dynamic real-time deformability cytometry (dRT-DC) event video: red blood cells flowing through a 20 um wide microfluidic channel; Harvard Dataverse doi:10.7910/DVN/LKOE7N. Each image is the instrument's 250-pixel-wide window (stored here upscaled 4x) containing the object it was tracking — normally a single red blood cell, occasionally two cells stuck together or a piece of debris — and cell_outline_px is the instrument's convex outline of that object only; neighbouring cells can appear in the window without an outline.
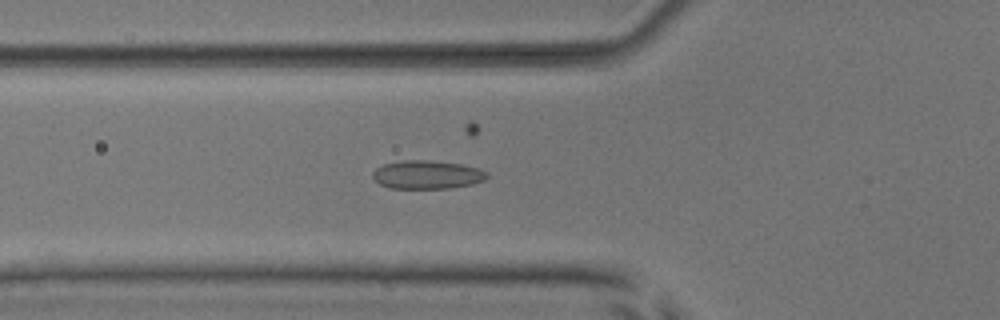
{"species": "common noctule bat (a hibernating species)", "species_latin": "Nyctalus noctula", "temperature_condition": "room temperature", "stored_images_in_passage": 54, "camera_frame_rate_fps": 3000, "um_per_image_px": 0.085, "animal": {"sex": "male", "body_mass_g": 17.9, "forearm_length_mm": 54.2}, "frame": {"image": 1, "passage_image": 20, "time_ms": 6.333, "image_size_px": [1000, 320], "cell_outline_px": [[488, 176], [484, 180], [472, 184], [448, 188], [388, 188], [380, 184], [372, 176], [372, 172], [376, 168], [384, 164], [404, 160], [428, 160], [460, 164], [480, 168], [488, 172]], "centroid_in_image_um": [36.31, 14.84], "position_along_channel_um": 89.5, "area_um2": 18.9}}
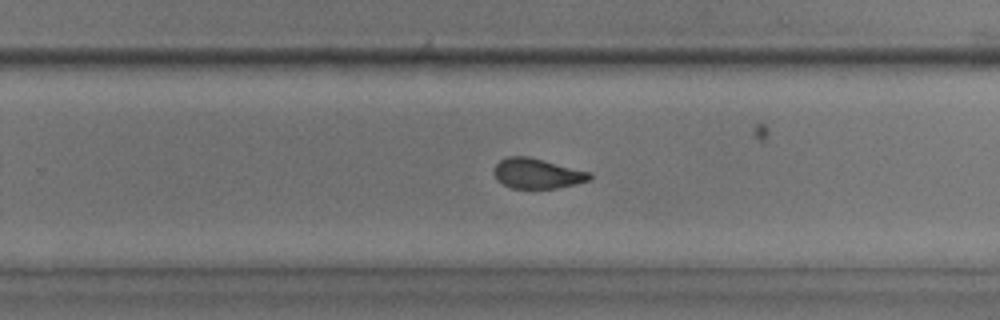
{"frame": {"image": 2, "passage_image": 35, "time_ms": 11.333, "image_size_px": [1000, 320], "cell_outline_px": [[592, 180], [576, 184], [556, 188], [512, 188], [496, 180], [496, 164], [500, 160], [508, 156], [528, 156], [592, 172]], "centroid_in_image_um": [45.72, 14.74], "position_along_channel_um": 284.1, "area_um2": 16.76}}
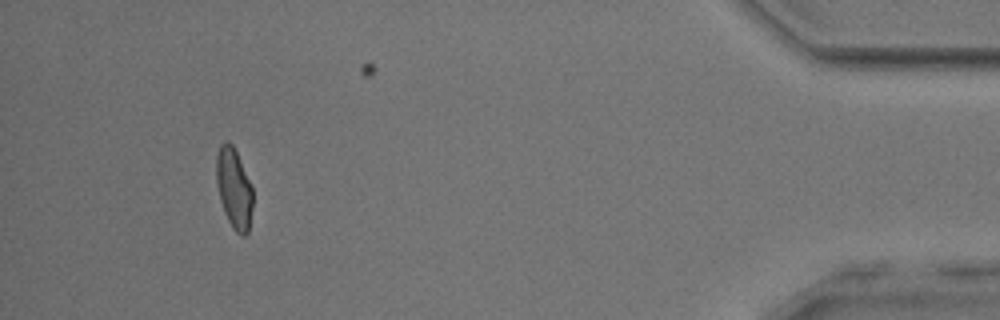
{"frame": {"image": 3, "passage_image": 50, "time_ms": 16.333, "image_size_px": [1000, 320], "cell_outline_px": [[252, 208], [248, 232], [244, 236], [240, 236], [232, 228], [224, 212], [220, 200], [216, 180], [216, 156], [220, 144], [224, 140], [228, 140], [232, 144], [252, 184]], "centroid_in_image_um": [19.88, 16.0], "position_along_channel_um": 415.3, "area_um2": 17.22}, "authors_computed_cell_mechanics": {"area_um2": 17.8891, "velocity_mm_per_s": 3.8979, "shape_relaxation_time_tau1_ms": null, "shape_relaxation_time_tau2_ms": 1.3933, "deformation_change_tau1": null, "deformation_change_tau2": 0.0737}}